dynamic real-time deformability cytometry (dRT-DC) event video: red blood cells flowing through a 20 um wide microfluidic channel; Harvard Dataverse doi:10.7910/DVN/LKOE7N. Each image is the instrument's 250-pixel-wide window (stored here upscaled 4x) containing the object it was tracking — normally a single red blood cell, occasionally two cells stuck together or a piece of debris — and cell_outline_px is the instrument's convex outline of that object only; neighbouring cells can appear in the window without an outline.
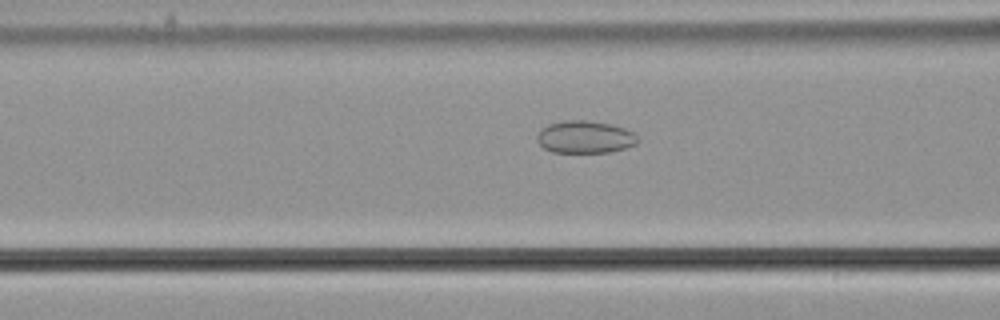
{"species": "common noctule bat (a hibernating species)", "species_latin": "Nyctalus noctula", "temperature_condition": "cold", "stored_images_in_passage": 22, "camera_frame_rate_fps": 3000, "um_per_image_px": 0.085, "animal": {"sex": "male", "body_mass_g": 21.5, "forearm_length_mm": 52.0}, "frame": {"image": 1, "passage_image": 16, "time_ms": 5.0, "image_size_px": [1000, 320], "cell_outline_px": [[640, 140], [636, 144], [624, 148], [608, 152], [552, 152], [544, 148], [536, 140], [536, 136], [540, 128], [548, 124], [564, 120], [588, 120], [612, 124], [624, 128], [632, 132]], "centroid_in_image_um": [49.69, 11.63], "position_along_channel_um": 116.9, "area_um2": 19.13}}
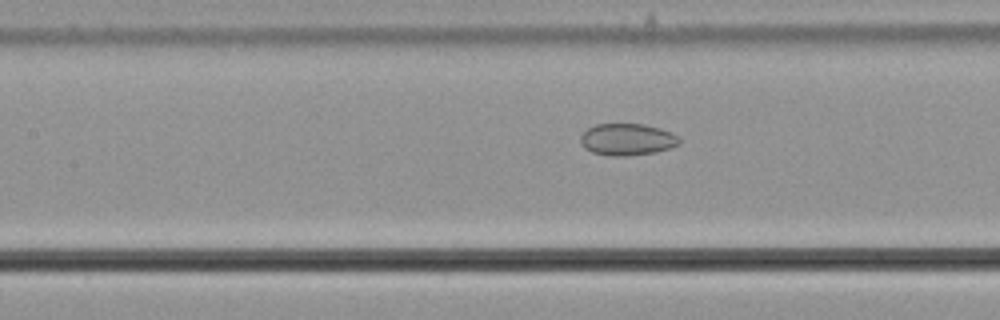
{"frame": {"image": 2, "passage_image": 19, "time_ms": 6.0, "image_size_px": [1000, 320], "cell_outline_px": [[680, 144], [656, 152], [628, 156], [608, 156], [592, 152], [584, 148], [580, 144], [580, 136], [588, 128], [596, 124], [644, 124], [660, 128], [672, 132], [680, 136]], "centroid_in_image_um": [53.31, 11.86], "position_along_channel_um": 154.1, "area_um2": 18.55}}